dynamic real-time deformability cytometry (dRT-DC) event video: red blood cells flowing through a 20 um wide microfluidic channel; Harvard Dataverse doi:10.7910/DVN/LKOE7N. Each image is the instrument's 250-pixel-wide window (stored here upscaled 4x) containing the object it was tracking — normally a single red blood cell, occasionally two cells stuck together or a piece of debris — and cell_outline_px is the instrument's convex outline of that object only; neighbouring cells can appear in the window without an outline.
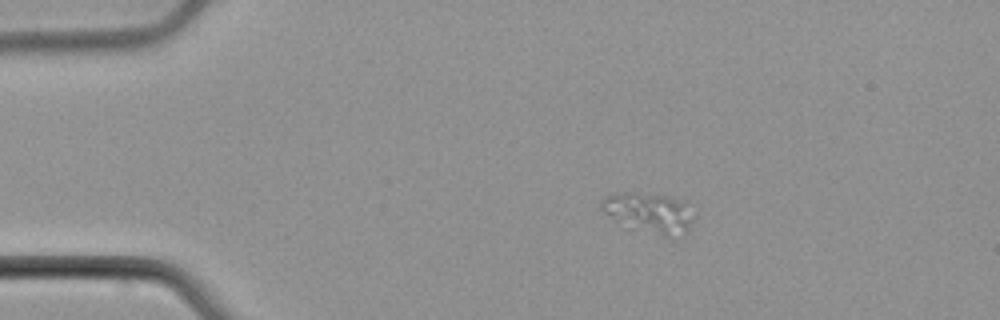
{"species": "common noctule bat (a hibernating species)", "species_latin": "Nyctalus noctula", "temperature_condition": "cold", "stored_images_in_passage": 4, "camera_frame_rate_fps": 3000, "um_per_image_px": 0.085, "animal": {"sex": "male", "body_mass_g": 21.5, "forearm_length_mm": 52.0}, "frame": {"image": 1, "passage_image": 3, "time_ms": 2.333, "image_size_px": [1000, 320], "cell_outline_px": [[692, 224], [684, 232], [668, 236], [664, 236], [632, 228], [604, 212], [600, 208], [600, 204], [604, 196], [620, 192], [632, 192], [668, 196], [676, 200], [680, 204], [692, 220]], "centroid_in_image_um": [55.04, 18.07], "position_along_channel_um": 30.0, "area_um2": 20.29}}